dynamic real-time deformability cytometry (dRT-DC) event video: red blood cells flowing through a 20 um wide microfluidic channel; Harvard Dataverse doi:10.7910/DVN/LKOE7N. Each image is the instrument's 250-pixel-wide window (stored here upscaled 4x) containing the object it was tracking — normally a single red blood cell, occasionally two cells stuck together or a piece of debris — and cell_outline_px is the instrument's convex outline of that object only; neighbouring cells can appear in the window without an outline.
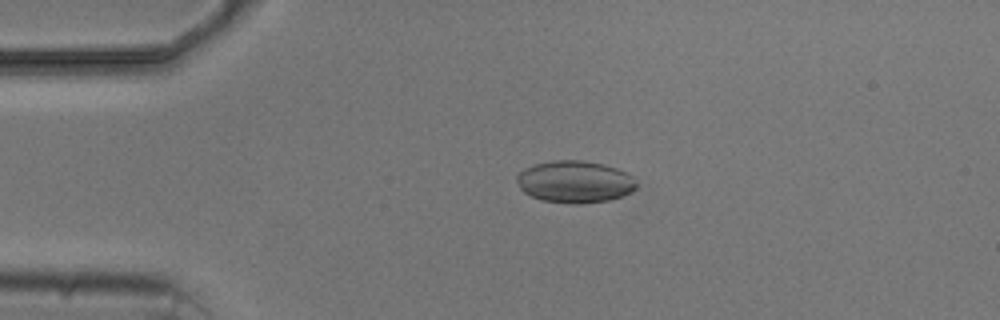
{"species": "common noctule bat (a hibernating species)", "species_latin": "Nyctalus noctula", "temperature_condition": "cold", "stored_images_in_passage": 4, "camera_frame_rate_fps": 3000, "um_per_image_px": 0.085, "animal": {"sex": "male", "body_mass_g": 20.5, "forearm_length_mm": 52.5}, "frame": {"image": 1, "passage_image": 3, "time_ms": 3.333, "image_size_px": [1000, 320], "cell_outline_px": [[636, 188], [632, 192], [608, 200], [580, 204], [568, 204], [540, 200], [524, 192], [520, 188], [516, 180], [516, 176], [524, 168], [536, 164], [552, 160], [580, 160], [604, 164], [616, 168], [632, 176], [636, 184]], "centroid_in_image_um": [48.83, 15.45], "position_along_channel_um": 36.2, "area_um2": 29.36}}